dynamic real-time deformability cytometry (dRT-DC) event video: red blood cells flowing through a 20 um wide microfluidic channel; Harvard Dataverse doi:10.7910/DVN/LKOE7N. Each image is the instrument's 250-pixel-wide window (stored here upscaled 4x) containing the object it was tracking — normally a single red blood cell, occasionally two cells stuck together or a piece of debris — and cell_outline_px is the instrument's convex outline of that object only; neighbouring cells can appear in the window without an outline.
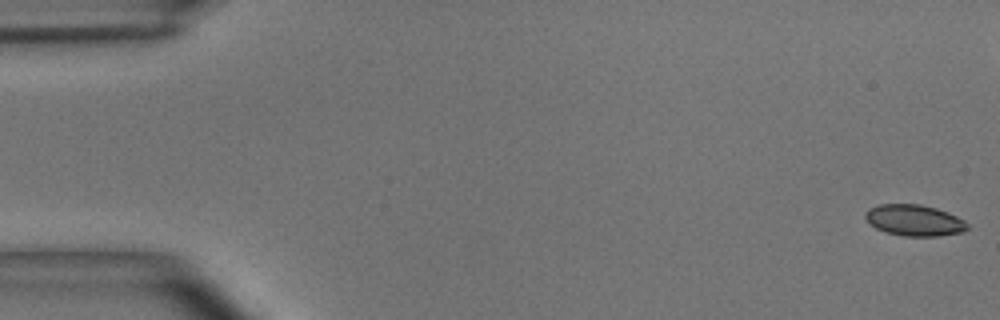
{"species": "common noctule bat (a hibernating species)", "species_latin": "Nyctalus noctula", "temperature_condition": "room temperature", "stored_images_in_passage": 45, "camera_frame_rate_fps": 3000, "um_per_image_px": 0.085, "animal": {"sex": "male", "body_mass_g": 15.6}, "frame": {"image": 1, "passage_image": 1, "time_ms": 0.0, "image_size_px": [1000, 320], "cell_outline_px": [[968, 228], [964, 232], [936, 236], [904, 236], [884, 232], [876, 228], [864, 216], [864, 212], [868, 208], [880, 204], [920, 204], [936, 208], [948, 212], [964, 220], [968, 224]], "centroid_in_image_um": [77.72, 18.72], "position_along_channel_um": 7.3, "area_um2": 18.61}}
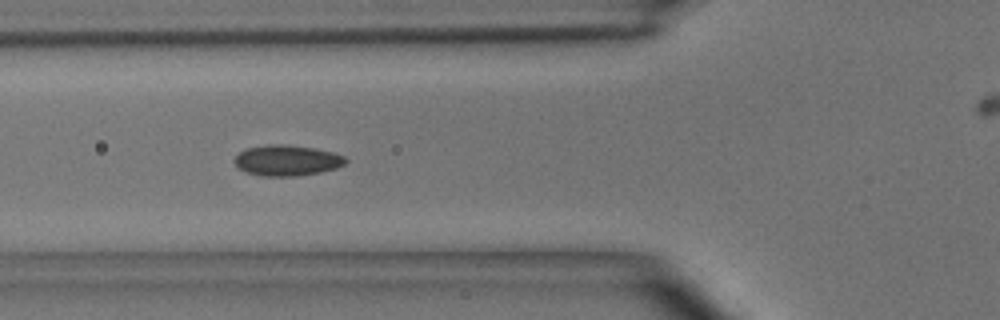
{"frame": {"image": 2, "passage_image": 18, "time_ms": 5.667, "image_size_px": [1000, 320], "cell_outline_px": [[348, 160], [344, 164], [336, 168], [320, 172], [296, 176], [260, 176], [248, 172], [240, 168], [232, 160], [244, 148], [268, 144], [284, 144], [316, 148], [332, 152], [344, 156]], "centroid_in_image_um": [24.38, 13.62], "position_along_channel_um": 101.4, "area_um2": 19.94}}
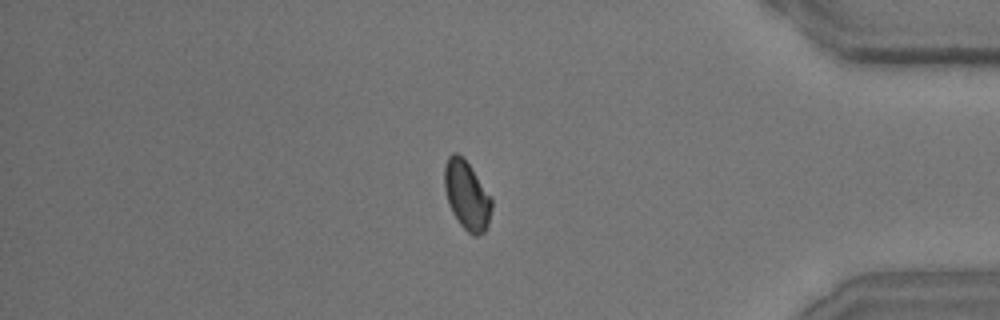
{"frame": {"image": 3, "passage_image": 42, "time_ms": 13.667, "image_size_px": [1000, 320], "cell_outline_px": [[492, 208], [488, 224], [484, 232], [476, 236], [472, 236], [460, 224], [452, 212], [448, 204], [444, 188], [444, 164], [448, 156], [452, 152], [456, 152], [464, 156], [492, 196]], "centroid_in_image_um": [39.68, 16.56], "position_along_channel_um": 395.5, "area_um2": 19.42}}